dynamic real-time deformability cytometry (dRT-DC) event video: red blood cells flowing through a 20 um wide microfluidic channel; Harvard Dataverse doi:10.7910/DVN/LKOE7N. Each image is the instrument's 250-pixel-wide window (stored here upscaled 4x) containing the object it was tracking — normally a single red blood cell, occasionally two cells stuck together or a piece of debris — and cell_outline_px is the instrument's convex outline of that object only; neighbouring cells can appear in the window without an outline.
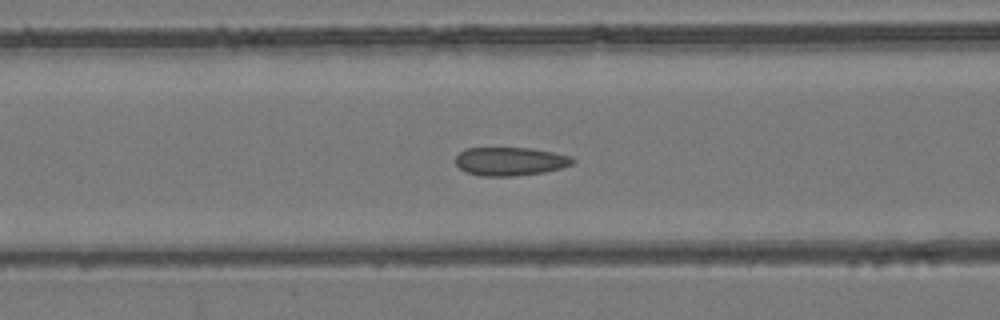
{"species": "common noctule bat (a hibernating species)", "species_latin": "Nyctalus noctula", "temperature_condition": "room temperature", "stored_images_in_passage": 55, "camera_frame_rate_fps": 3000, "um_per_image_px": 0.085, "animal": {"sex": "female", "body_mass_g": 24.6, "forearm_length_mm": 56.2}, "frame": {"image": 1, "passage_image": 23, "time_ms": 7.333, "image_size_px": [1000, 320], "cell_outline_px": [[576, 160], [572, 164], [560, 168], [544, 172], [512, 176], [480, 176], [468, 172], [460, 168], [456, 164], [456, 156], [464, 148], [532, 148], [572, 156]], "centroid_in_image_um": [43.37, 13.71], "position_along_channel_um": 123.2, "area_um2": 19.36}}
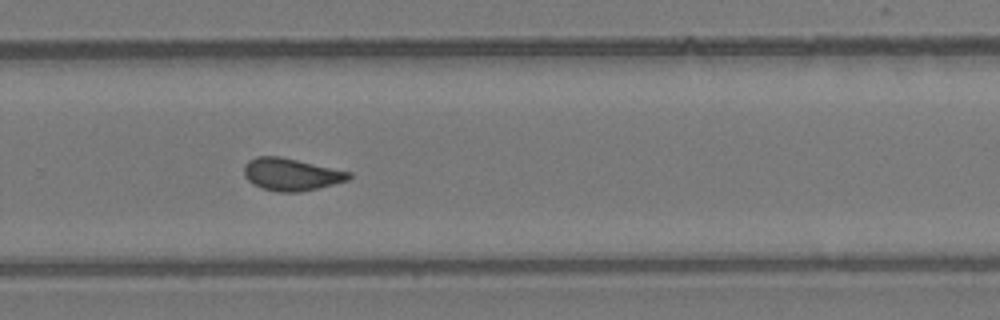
{"frame": {"image": 2, "passage_image": 37, "time_ms": 12.0, "image_size_px": [1000, 320], "cell_outline_px": [[352, 176], [348, 180], [320, 188], [300, 192], [276, 192], [260, 188], [252, 184], [244, 176], [244, 164], [248, 160], [256, 156], [280, 156], [352, 172]], "centroid_in_image_um": [24.73, 14.83], "position_along_channel_um": 305.1, "area_um2": 20.06}}
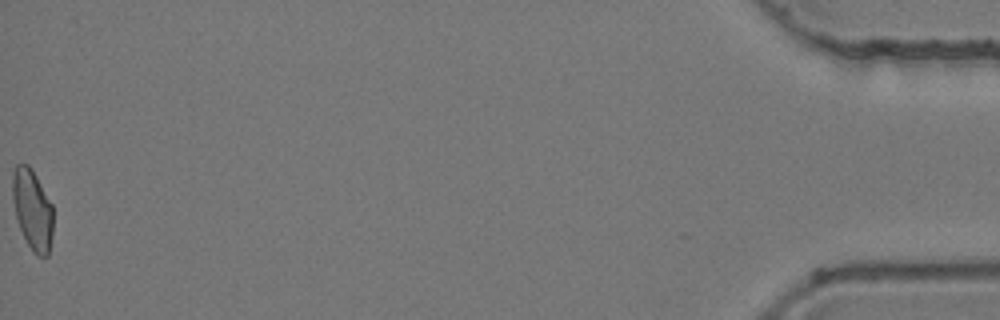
{"frame": {"image": 3, "passage_image": 55, "time_ms": 18.0, "image_size_px": [1000, 320], "cell_outline_px": [[52, 236], [48, 256], [36, 256], [32, 252], [20, 228], [16, 216], [12, 196], [12, 172], [16, 164], [28, 164], [32, 168], [52, 204]], "centroid_in_image_um": [2.75, 17.8], "position_along_channel_um": 432.4, "area_um2": 19.07}, "authors_computed_cell_mechanics": {"area_um2": 19.7676, "velocity_mm_per_s": 3.8998, "shape_relaxation_time_tau1_ms": null, "shape_relaxation_time_tau2_ms": 1.3634, "deformation_change_tau1": null, "deformation_change_tau2": 0.0603}}